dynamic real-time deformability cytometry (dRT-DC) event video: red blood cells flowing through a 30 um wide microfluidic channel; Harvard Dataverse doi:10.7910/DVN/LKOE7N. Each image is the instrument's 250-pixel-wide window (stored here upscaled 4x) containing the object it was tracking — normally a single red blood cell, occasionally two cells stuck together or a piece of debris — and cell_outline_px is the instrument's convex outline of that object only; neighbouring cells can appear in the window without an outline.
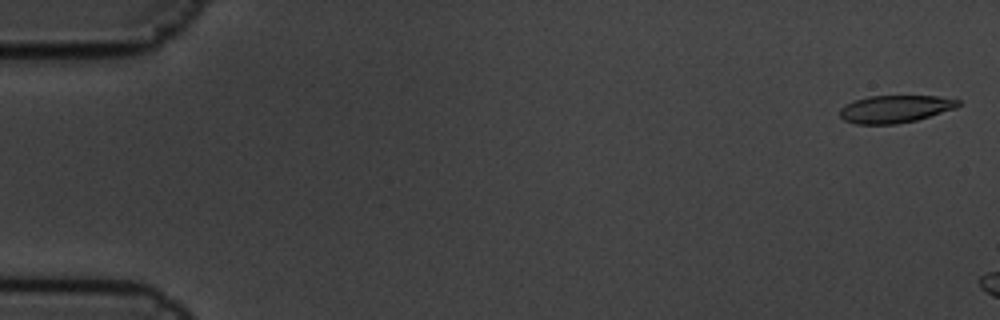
{"species": "common noctule bat (a hibernating species)", "species_latin": "Nyctalus noctula", "temperature_condition": "cold", "stored_images_in_passage": 3, "camera_frame_rate_fps": 3000, "um_per_image_px": 0.085, "animal": {"sex": "male", "body_mass_g": 19.5, "forearm_length_mm": 54.6}, "frame": {"image": 1, "passage_image": 1, "time_ms": 0.0, "image_size_px": [1000, 320], "cell_outline_px": [[960, 104], [956, 108], [916, 120], [896, 124], [856, 124], [844, 120], [840, 116], [840, 108], [844, 104], [852, 100], [868, 96], [936, 96], [960, 100]], "centroid_in_image_um": [76.04, 9.26], "position_along_channel_um": 9.0, "area_um2": 19.02}}